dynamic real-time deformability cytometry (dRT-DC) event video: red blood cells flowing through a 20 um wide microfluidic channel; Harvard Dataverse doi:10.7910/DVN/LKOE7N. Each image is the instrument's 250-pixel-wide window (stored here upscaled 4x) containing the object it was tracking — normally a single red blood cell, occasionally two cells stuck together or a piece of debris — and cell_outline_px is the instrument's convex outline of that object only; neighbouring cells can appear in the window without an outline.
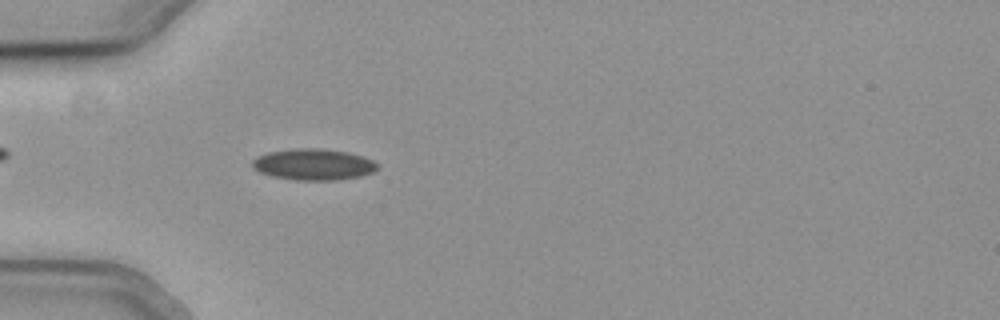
{"species": "common noctule bat (a hibernating species)", "species_latin": "Nyctalus noctula", "temperature_condition": "cold", "stored_images_in_passage": 48, "camera_frame_rate_fps": 3000, "um_per_image_px": 0.085, "animal": {"sex": "female", "body_mass_g": 19.3, "forearm_length_mm": 54.1}, "frame": {"image": 1, "passage_image": 10, "time_ms": 3.0, "image_size_px": [1000, 320], "cell_outline_px": [[380, 168], [372, 172], [360, 176], [336, 180], [296, 180], [272, 176], [260, 172], [252, 168], [252, 160], [256, 156], [268, 152], [296, 148], [320, 148], [348, 152], [364, 156], [380, 164]], "centroid_in_image_um": [26.66, 13.97], "position_along_channel_um": 58.3, "area_um2": 23.0}}
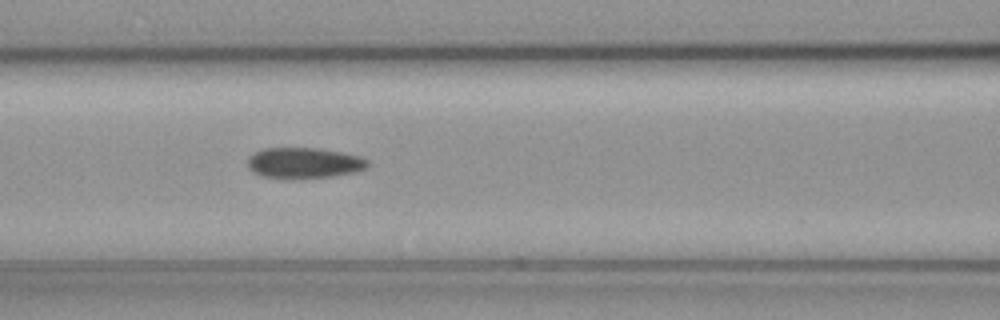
{"frame": {"image": 2, "passage_image": 17, "time_ms": 5.333, "image_size_px": [1000, 320], "cell_outline_px": [[368, 168], [356, 172], [332, 176], [300, 180], [284, 180], [264, 176], [252, 172], [248, 168], [248, 156], [264, 148], [316, 148], [340, 152], [356, 156], [368, 160]], "centroid_in_image_um": [25.8, 13.89], "position_along_channel_um": 140.8, "area_um2": 21.91}}
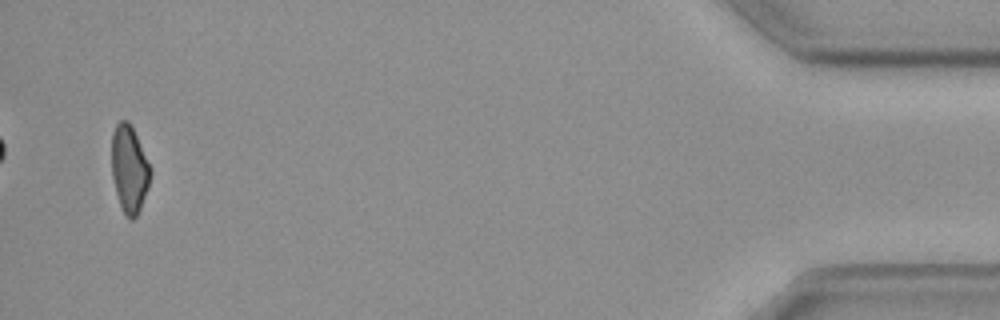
{"frame": {"image": 3, "passage_image": 46, "time_ms": 15.0, "image_size_px": [1000, 320], "cell_outline_px": [[152, 172], [148, 188], [140, 208], [136, 216], [132, 220], [128, 220], [124, 216], [116, 192], [112, 176], [112, 132], [116, 124], [120, 120], [128, 120], [152, 168]], "centroid_in_image_um": [10.99, 14.39], "position_along_channel_um": 424.2, "area_um2": 19.71}, "authors_computed_cell_mechanics": {"area_um2": 21.5016, "velocity_mm_per_s": 3.8076, "shape_relaxation_time_tau1_ms": 8.474, "shape_relaxation_time_tau2_ms": 8.2703, "deformation_change_tau1": 0.1483, "deformation_change_tau2": 0.146}}